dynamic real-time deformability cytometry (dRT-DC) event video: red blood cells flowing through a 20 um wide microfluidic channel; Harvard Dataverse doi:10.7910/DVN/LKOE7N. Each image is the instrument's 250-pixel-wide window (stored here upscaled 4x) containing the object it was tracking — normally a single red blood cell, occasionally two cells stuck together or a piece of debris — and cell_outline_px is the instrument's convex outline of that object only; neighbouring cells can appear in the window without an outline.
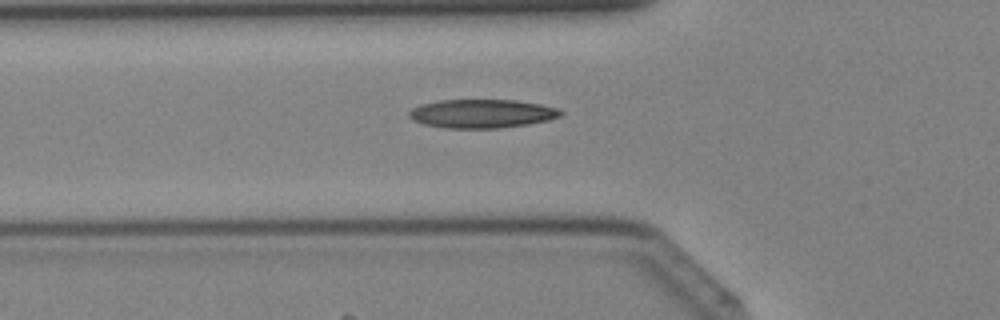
{"species": "Egyptian fruit bat (a non-hibernating species)", "species_latin": "Rousettus aegyptiacus", "temperature_condition": "cold", "stored_images_in_passage": 30, "camera_frame_rate_fps": 3000, "um_per_image_px": 0.085, "animal": {"sex": "female"}, "frame": {"image": 1, "passage_image": 3, "time_ms": 0.667, "image_size_px": [1000, 320], "cell_outline_px": [[564, 112], [560, 116], [548, 120], [528, 124], [500, 128], [444, 128], [424, 124], [412, 120], [408, 116], [408, 112], [412, 108], [420, 104], [440, 100], [516, 100], [540, 104], [556, 108]], "centroid_in_image_um": [40.93, 9.66], "position_along_channel_um": 84.9, "area_um2": 25.37}}
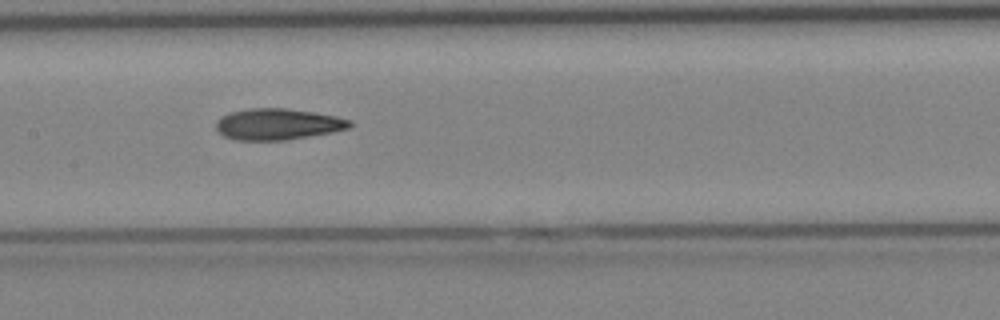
{"frame": {"image": 2, "passage_image": 9, "time_ms": 2.667, "image_size_px": [1000, 320], "cell_outline_px": [[352, 124], [348, 128], [332, 132], [288, 140], [236, 140], [224, 136], [216, 128], [216, 120], [220, 116], [228, 112], [248, 108], [288, 108], [336, 116], [352, 120]], "centroid_in_image_um": [23.58, 10.55], "position_along_channel_um": 183.8, "area_um2": 24.51}}
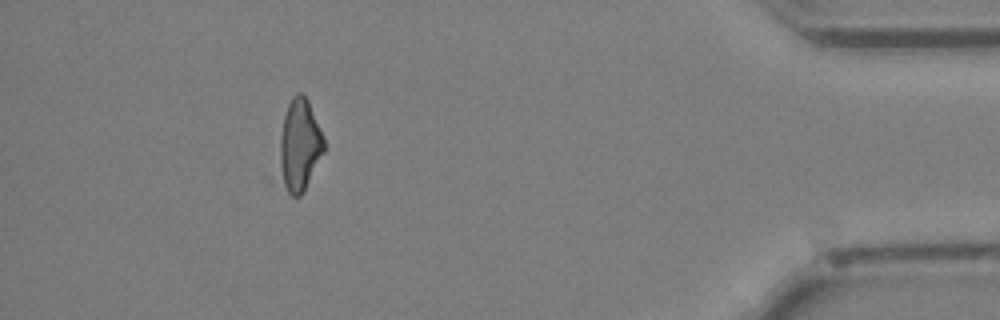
{"frame": {"image": 3, "passage_image": 26, "time_ms": 8.333, "image_size_px": [1000, 320], "cell_outline_px": [[324, 152], [300, 196], [292, 196], [276, 180], [280, 140], [284, 116], [288, 104], [292, 96], [296, 92], [304, 92], [308, 100], [324, 136]], "centroid_in_image_um": [25.41, 12.36], "position_along_channel_um": 409.8, "area_um2": 24.39}}